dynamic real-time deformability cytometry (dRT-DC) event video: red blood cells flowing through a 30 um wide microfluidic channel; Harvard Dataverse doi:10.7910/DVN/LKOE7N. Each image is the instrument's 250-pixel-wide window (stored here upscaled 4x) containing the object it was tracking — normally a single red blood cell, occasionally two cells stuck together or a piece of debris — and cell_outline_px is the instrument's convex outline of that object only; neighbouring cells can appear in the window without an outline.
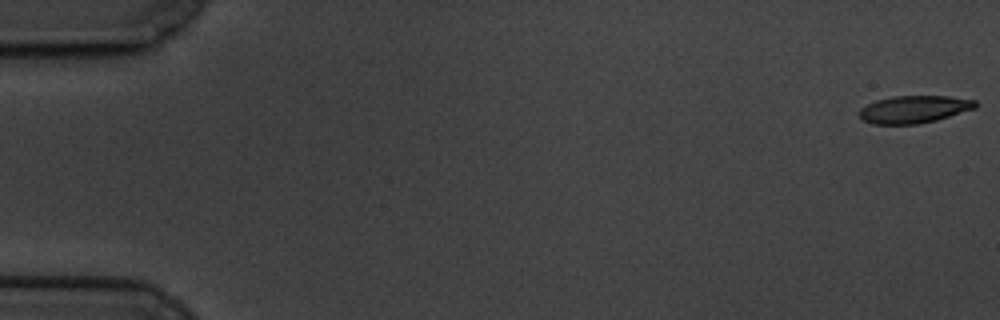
{"species": "common noctule bat (a hibernating species)", "species_latin": "Nyctalus noctula", "temperature_condition": "cold", "stored_images_in_passage": 60, "camera_frame_rate_fps": 3000, "um_per_image_px": 0.085, "animal": {"sex": "male", "body_mass_g": 19.5, "forearm_length_mm": 54.6}, "frame": {"image": 1, "passage_image": 1, "time_ms": 0.0, "image_size_px": [1000, 320], "cell_outline_px": [[976, 108], [936, 120], [916, 124], [872, 124], [860, 120], [860, 108], [876, 100], [892, 96], [948, 96], [976, 100]], "centroid_in_image_um": [77.67, 9.29], "position_along_channel_um": 7.3, "area_um2": 18.55}}
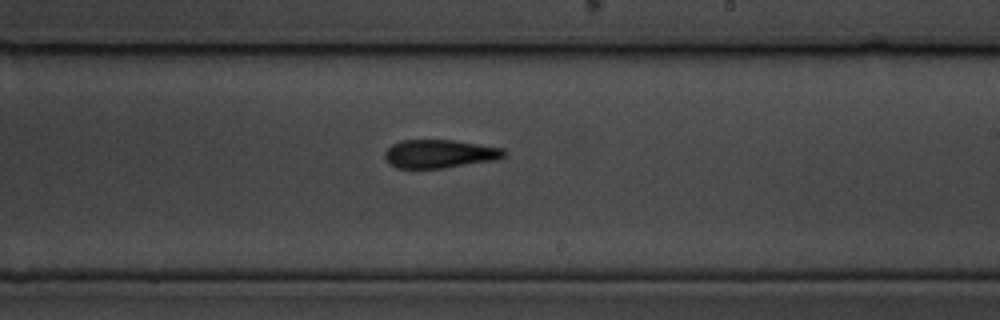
{"frame": {"image": 2, "passage_image": 36, "time_ms": 11.667, "image_size_px": [1000, 320], "cell_outline_px": [[508, 152], [504, 156], [496, 160], [444, 168], [396, 168], [388, 164], [384, 156], [384, 152], [392, 144], [400, 140], [452, 140], [504, 148]], "centroid_in_image_um": [37.35, 13.08], "position_along_channel_um": 251.6, "area_um2": 19.88}}
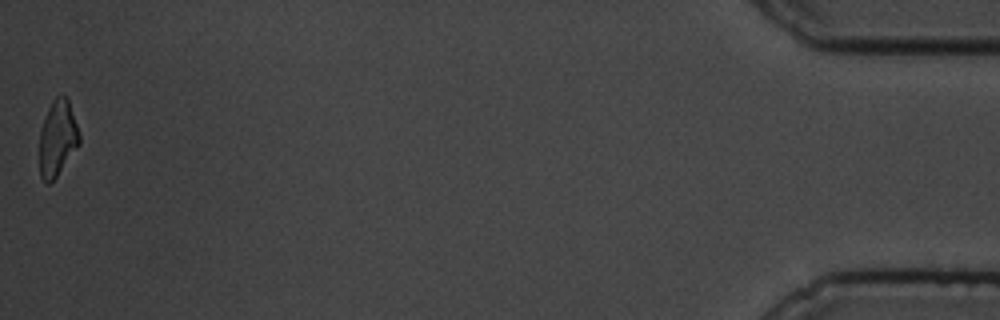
{"frame": {"image": 3, "passage_image": 60, "time_ms": 19.667, "image_size_px": [1000, 320], "cell_outline_px": [[80, 144], [56, 176], [48, 184], [44, 184], [40, 176], [40, 128], [48, 108], [52, 100], [56, 96], [64, 96], [68, 100], [80, 136]], "centroid_in_image_um": [4.87, 11.77], "position_along_channel_um": 430.3, "area_um2": 17.4}, "authors_computed_cell_mechanics": {"area_um2": 19.652, "velocity_mm_per_s": 3.3766, "shape_relaxation_time_tau1_ms": 5.8261, "shape_relaxation_time_tau2_ms": 2.6928, "deformation_change_tau1": 0.1511, "deformation_change_tau2": 0.1107}}